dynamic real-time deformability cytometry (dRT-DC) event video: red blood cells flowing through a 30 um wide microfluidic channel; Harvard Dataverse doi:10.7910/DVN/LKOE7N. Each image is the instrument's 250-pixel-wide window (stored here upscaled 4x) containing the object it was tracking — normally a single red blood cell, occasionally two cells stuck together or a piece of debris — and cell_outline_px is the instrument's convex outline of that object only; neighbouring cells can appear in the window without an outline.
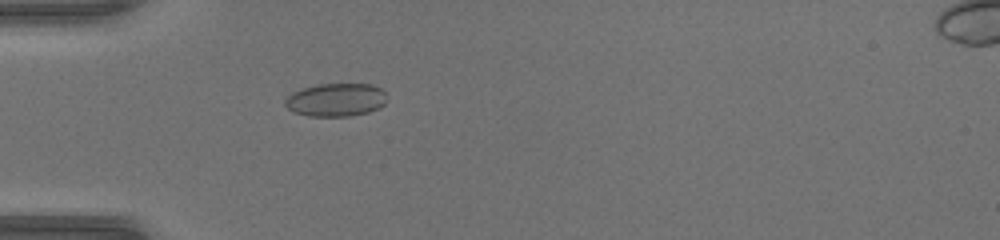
{"species": "common noctule bat (a hibernating species)", "species_latin": "Nyctalus noctula", "temperature_condition": "warm", "stored_images_in_passage": 51, "camera_frame_rate_fps": 3000, "um_per_image_px": 0.085, "animal": {"sex": "female", "body_mass_g": 17.0, "forearm_length_mm": 48.0}, "frame": {"image": 1, "passage_image": 17, "time_ms": 5.333, "image_size_px": [1000, 240], "cell_outline_px": [[388, 100], [380, 108], [368, 112], [348, 116], [308, 116], [292, 112], [284, 104], [284, 100], [292, 92], [304, 88], [320, 84], [372, 84], [380, 88], [384, 92]], "centroid_in_image_um": [28.56, 8.49], "position_along_channel_um": 56.4, "area_um2": 19.77}}
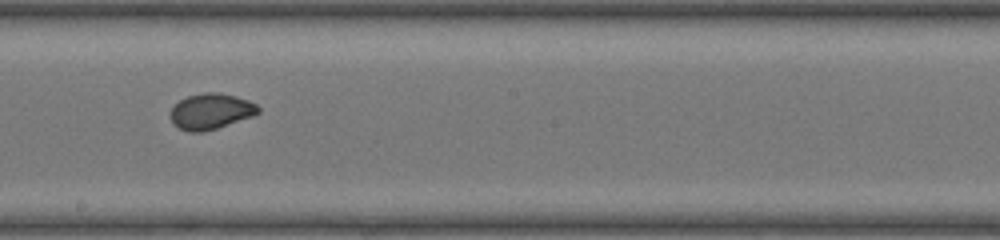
{"frame": {"image": 2, "passage_image": 30, "time_ms": 9.667, "image_size_px": [1000, 240], "cell_outline_px": [[260, 112], [252, 116], [204, 132], [188, 132], [172, 124], [168, 116], [168, 112], [180, 100], [188, 96], [204, 92], [220, 92], [236, 96], [248, 100], [256, 104], [260, 108]], "centroid_in_image_um": [17.88, 9.46], "position_along_channel_um": 230.3, "area_um2": 18.44}}
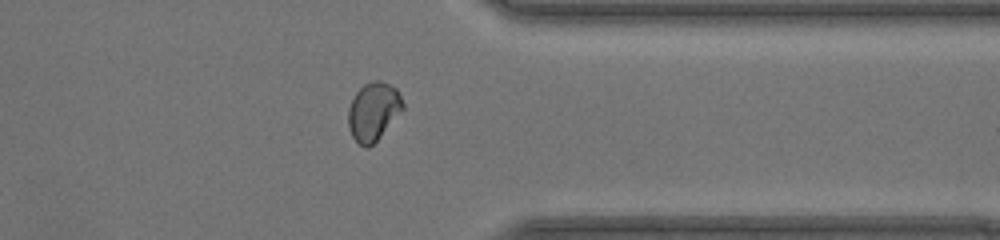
{"frame": {"image": 3, "passage_image": 41, "time_ms": 13.333, "image_size_px": [1000, 240], "cell_outline_px": [[404, 108], [380, 136], [368, 148], [364, 148], [352, 136], [348, 128], [348, 108], [356, 92], [364, 84], [372, 80], [380, 80], [396, 88], [404, 104]], "centroid_in_image_um": [31.72, 9.46], "position_along_channel_um": 379.7, "area_um2": 18.38}, "authors_computed_cell_mechanics": {"area_um2": 19.074, "velocity_mm_per_s": 4.2033, "shape_relaxation_time_tau1_ms": 11.0923, "shape_relaxation_time_tau2_ms": null, "deformation_change_tau1": 0.2081, "deformation_change_tau2": null}}